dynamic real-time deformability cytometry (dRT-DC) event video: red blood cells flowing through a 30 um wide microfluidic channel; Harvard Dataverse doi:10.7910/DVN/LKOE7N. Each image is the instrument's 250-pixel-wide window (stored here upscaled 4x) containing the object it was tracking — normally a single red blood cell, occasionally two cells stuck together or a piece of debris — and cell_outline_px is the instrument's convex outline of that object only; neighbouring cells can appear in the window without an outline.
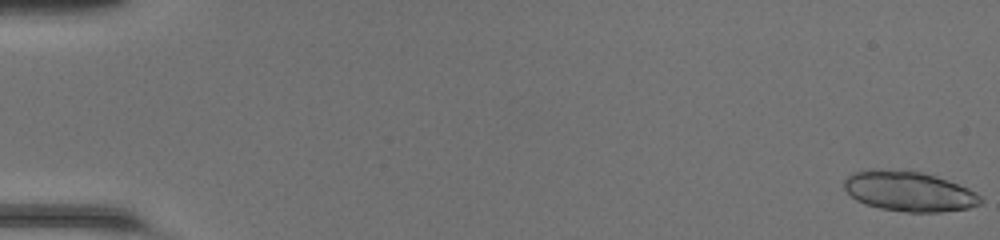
{"species": "common noctule bat (a hibernating species)", "species_latin": "Nyctalus noctula", "temperature_condition": "room temperature", "stored_images_in_passage": 20, "camera_frame_rate_fps": 3000, "um_per_image_px": 0.085, "animal": {"sex": "female", "body_mass_g": 20.0, "forearm_length_mm": 54.0}, "frame": {"image": 1, "passage_image": 1, "time_ms": 0.0, "image_size_px": [1000, 240], "cell_outline_px": [[984, 200], [980, 204], [968, 208], [940, 212], [908, 212], [880, 208], [864, 204], [856, 200], [844, 188], [844, 180], [852, 172], [872, 168], [880, 168], [924, 172], [936, 176], [968, 188], [976, 192]], "centroid_in_image_um": [77.25, 16.25], "position_along_channel_um": 7.8, "area_um2": 32.02}}
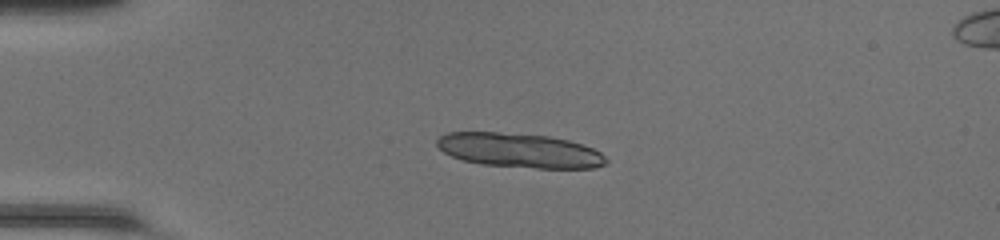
{"frame": {"image": 2, "passage_image": 13, "time_ms": 4.0, "image_size_px": [1000, 240], "cell_outline_px": [[608, 164], [592, 168], [536, 168], [480, 164], [460, 160], [444, 152], [436, 144], [436, 140], [440, 136], [448, 132], [496, 132], [548, 136], [568, 140], [592, 148], [600, 152], [608, 160]], "centroid_in_image_um": [44.14, 12.79], "position_along_channel_um": 40.9, "area_um2": 33.87}}